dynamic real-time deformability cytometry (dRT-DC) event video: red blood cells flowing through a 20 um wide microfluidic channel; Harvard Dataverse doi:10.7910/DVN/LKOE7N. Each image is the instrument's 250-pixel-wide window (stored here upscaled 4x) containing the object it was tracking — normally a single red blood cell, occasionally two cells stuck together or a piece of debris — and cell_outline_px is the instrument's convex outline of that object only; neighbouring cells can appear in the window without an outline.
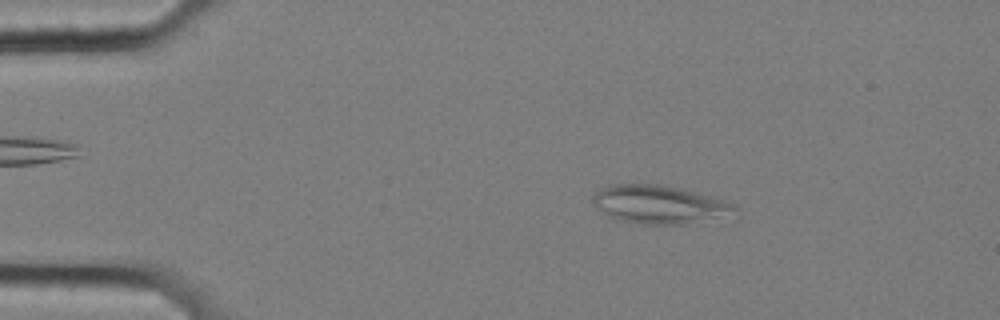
{"species": "common noctule bat (a hibernating species)", "species_latin": "Nyctalus noctula", "temperature_condition": "cold", "stored_images_in_passage": 57, "segment_of_instrument_passage": [1, 2], "camera_frame_rate_fps": 3000, "um_per_image_px": 0.085, "animal": {"sex": "female", "body_mass_g": 25.1}, "frame": {"image": 1, "passage_image": 9, "time_ms": 2.667, "image_size_px": [1000, 320], "cell_outline_px": [[740, 212], [736, 220], [688, 224], [640, 224], [608, 216], [592, 204], [592, 196], [600, 188], [608, 184], [660, 184], [680, 188], [696, 192], [724, 200], [736, 204]], "centroid_in_image_um": [56.25, 17.42], "position_along_channel_um": 28.8, "area_um2": 33.06}}